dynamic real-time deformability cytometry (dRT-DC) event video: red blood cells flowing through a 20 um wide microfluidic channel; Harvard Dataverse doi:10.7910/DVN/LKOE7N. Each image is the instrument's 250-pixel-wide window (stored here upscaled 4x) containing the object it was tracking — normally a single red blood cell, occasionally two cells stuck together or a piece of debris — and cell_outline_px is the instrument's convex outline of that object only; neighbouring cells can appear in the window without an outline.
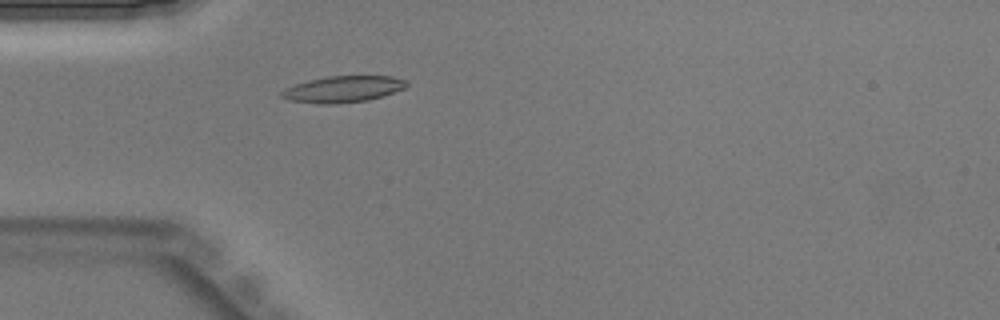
{"species": "Egyptian fruit bat (a non-hibernating species)", "species_latin": "Rousettus aegyptiacus", "temperature_condition": "warm", "stored_images_in_passage": 35, "camera_frame_rate_fps": 3000, "um_per_image_px": 0.085, "animal": {"sex": "male"}, "frame": {"image": 1, "passage_image": 4, "time_ms": 1.0, "image_size_px": [1000, 320], "cell_outline_px": [[408, 84], [404, 88], [368, 100], [340, 104], [316, 104], [288, 100], [280, 96], [280, 92], [284, 88], [308, 80], [328, 76], [392, 76], [408, 80]], "centroid_in_image_um": [29.12, 7.58], "position_along_channel_um": 55.9, "area_um2": 19.31}}
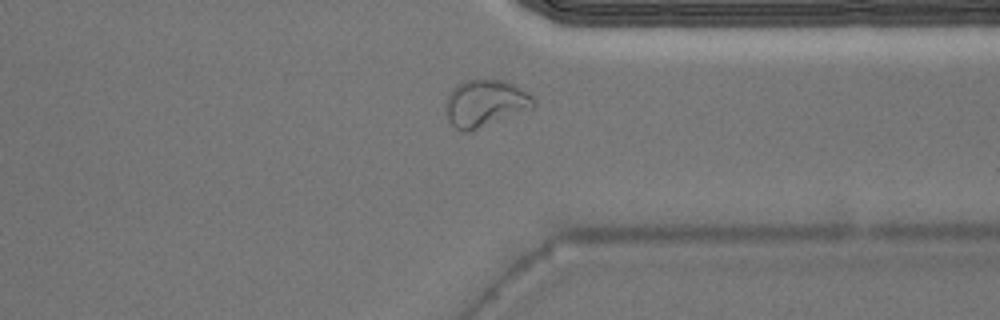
{"frame": {"image": 2, "passage_image": 25, "time_ms": 8.0, "image_size_px": [1000, 320], "cell_outline_px": [[536, 104], [532, 108], [468, 132], [464, 132], [456, 128], [448, 120], [444, 104], [448, 92], [456, 84], [464, 80], [504, 80], [528, 92], [536, 100]], "centroid_in_image_um": [41.2, 8.76], "position_along_channel_um": 370.2, "area_um2": 24.04}}
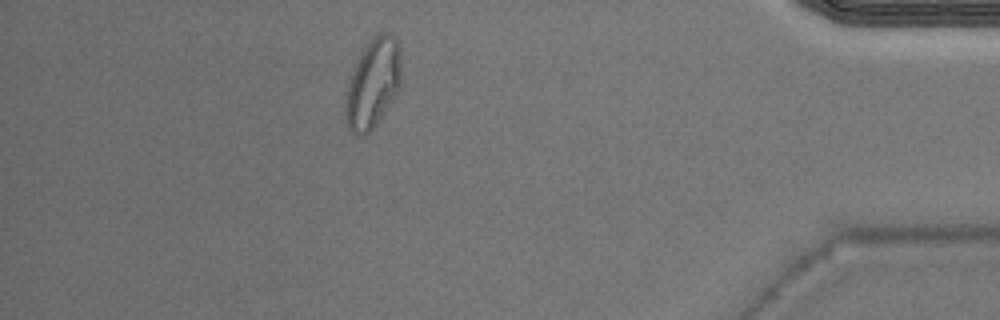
{"frame": {"image": 3, "passage_image": 30, "time_ms": 9.667, "image_size_px": [1000, 320], "cell_outline_px": [[400, 88], [376, 124], [364, 136], [360, 136], [352, 132], [348, 128], [344, 120], [344, 100], [348, 80], [360, 56], [376, 32], [388, 32], [400, 40]], "centroid_in_image_um": [31.68, 7.09], "position_along_channel_um": 403.5, "area_um2": 29.19}}